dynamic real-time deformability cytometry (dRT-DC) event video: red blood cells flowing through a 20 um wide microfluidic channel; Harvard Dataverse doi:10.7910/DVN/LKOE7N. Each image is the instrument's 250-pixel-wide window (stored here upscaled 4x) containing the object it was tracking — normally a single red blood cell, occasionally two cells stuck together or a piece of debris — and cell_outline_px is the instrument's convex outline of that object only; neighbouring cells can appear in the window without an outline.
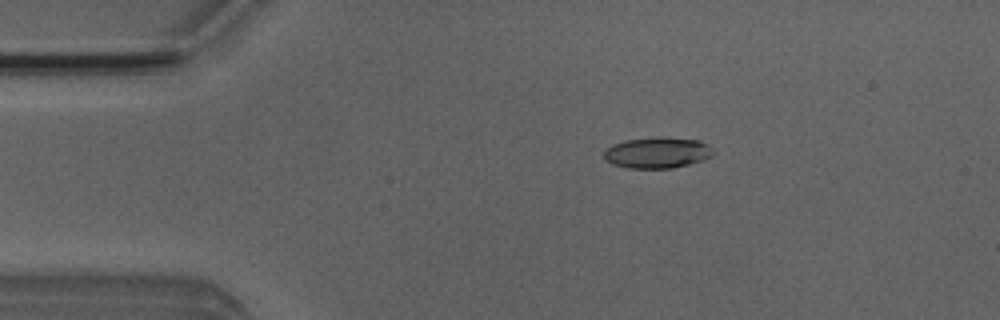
{"species": "Egyptian fruit bat (a non-hibernating species)", "species_latin": "Rousettus aegyptiacus", "temperature_condition": "room temperature", "stored_images_in_passage": 5, "camera_frame_rate_fps": 3000, "um_per_image_px": 0.085, "animal": {"sex": "male"}, "frame": {"image": 1, "passage_image": 3, "time_ms": 2.333, "image_size_px": [1000, 320], "cell_outline_px": [[716, 152], [712, 156], [704, 160], [672, 168], [628, 168], [612, 164], [604, 160], [604, 152], [612, 144], [624, 140], [660, 136], [700, 140], [708, 144]], "centroid_in_image_um": [55.89, 12.97], "position_along_channel_um": 29.1, "area_um2": 20.06}}